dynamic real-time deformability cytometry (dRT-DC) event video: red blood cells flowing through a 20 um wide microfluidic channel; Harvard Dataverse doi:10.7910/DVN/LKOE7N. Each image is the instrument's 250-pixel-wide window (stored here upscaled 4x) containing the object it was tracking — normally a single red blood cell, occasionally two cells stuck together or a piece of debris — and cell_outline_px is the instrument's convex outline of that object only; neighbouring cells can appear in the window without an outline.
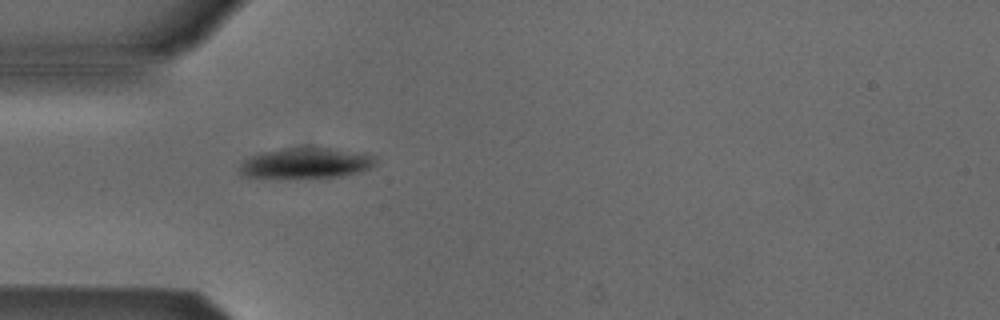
{"species": "Egyptian fruit bat (a non-hibernating species)", "species_latin": "Rousettus aegyptiacus", "temperature_condition": "cold", "stored_images_in_passage": 6, "camera_frame_rate_fps": 3000, "um_per_image_px": 0.085, "animal": {"sex": "male"}, "frame": {"image": 1, "passage_image": 6, "time_ms": 6.0, "image_size_px": [1000, 320], "cell_outline_px": [[376, 164], [368, 168], [340, 176], [320, 180], [264, 180], [244, 176], [240, 172], [240, 164], [244, 160], [260, 152], [280, 148], [328, 148], [364, 152], [376, 156]], "centroid_in_image_um": [25.94, 13.93], "position_along_channel_um": 59.1, "area_um2": 25.61}}